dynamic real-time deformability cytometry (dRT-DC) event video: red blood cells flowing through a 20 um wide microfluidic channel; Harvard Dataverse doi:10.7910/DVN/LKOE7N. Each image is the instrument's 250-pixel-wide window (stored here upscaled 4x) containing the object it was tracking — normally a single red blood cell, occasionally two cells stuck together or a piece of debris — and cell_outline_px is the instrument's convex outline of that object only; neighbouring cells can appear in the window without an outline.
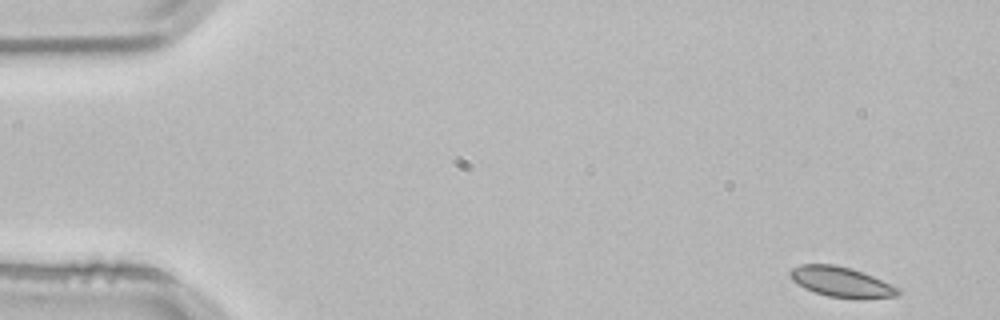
{"species": "common noctule bat (a hibernating species)", "species_latin": "Nyctalus noctula", "temperature_condition": "room temperature", "stored_images_in_passage": 51, "camera_frame_rate_fps": 3000, "um_per_image_px": 0.085, "animal": {"sex": "male", "body_mass_g": 21.5, "forearm_length_mm": 52.0}, "frame": {"image": 1, "passage_image": 1, "time_ms": 0.0, "image_size_px": [1000, 320], "cell_outline_px": [[900, 292], [896, 296], [828, 296], [804, 288], [792, 280], [788, 272], [792, 268], [800, 264], [836, 264], [852, 268], [864, 272], [900, 288]], "centroid_in_image_um": [71.44, 23.9], "position_along_channel_um": 13.6, "area_um2": 18.32}}
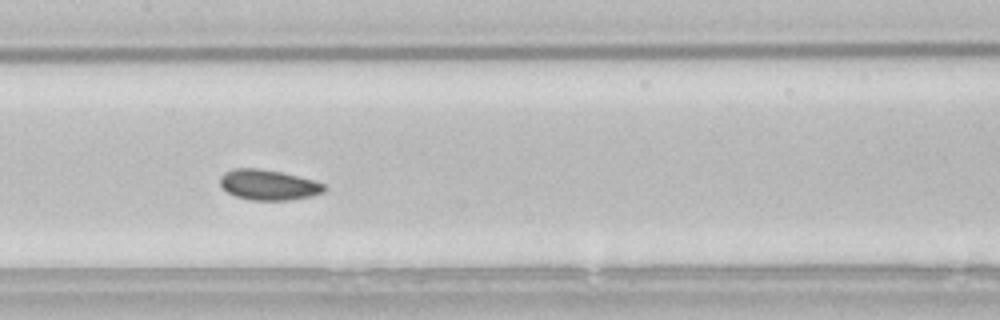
{"frame": {"image": 2, "passage_image": 24, "time_ms": 7.667, "image_size_px": [1000, 320], "cell_outline_px": [[328, 188], [324, 192], [312, 196], [288, 200], [252, 200], [236, 196], [228, 192], [220, 184], [220, 176], [224, 172], [236, 168], [256, 168], [280, 172], [312, 180], [324, 184]], "centroid_in_image_um": [22.82, 15.72], "position_along_channel_um": 184.6, "area_um2": 18.26}}
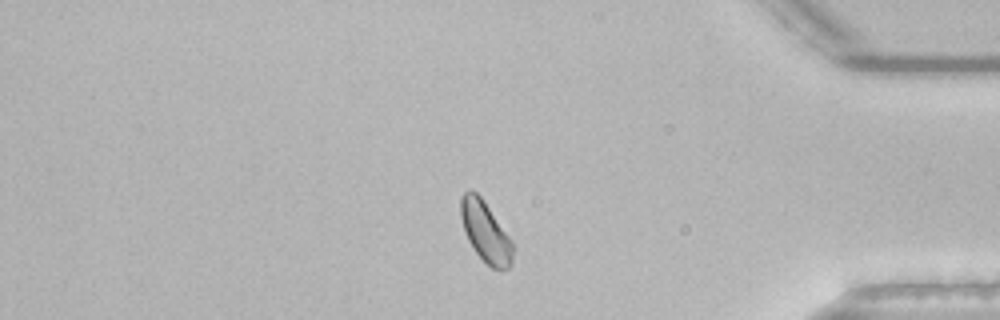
{"frame": {"image": 3, "passage_image": 43, "time_ms": 14.0, "image_size_px": [1000, 320], "cell_outline_px": [[512, 260], [508, 268], [500, 272], [492, 268], [472, 248], [464, 232], [460, 216], [460, 196], [468, 188], [472, 188], [480, 196], [512, 240]], "centroid_in_image_um": [41.23, 19.68], "position_along_channel_um": 394.0, "area_um2": 18.44}, "authors_computed_cell_mechanics": {"area_um2": 18.3804, "velocity_mm_per_s": 3.7836, "shape_relaxation_time_tau1_ms": 2.8919, "shape_relaxation_time_tau2_ms": null, "deformation_change_tau1": 0.0431, "deformation_change_tau2": null}}